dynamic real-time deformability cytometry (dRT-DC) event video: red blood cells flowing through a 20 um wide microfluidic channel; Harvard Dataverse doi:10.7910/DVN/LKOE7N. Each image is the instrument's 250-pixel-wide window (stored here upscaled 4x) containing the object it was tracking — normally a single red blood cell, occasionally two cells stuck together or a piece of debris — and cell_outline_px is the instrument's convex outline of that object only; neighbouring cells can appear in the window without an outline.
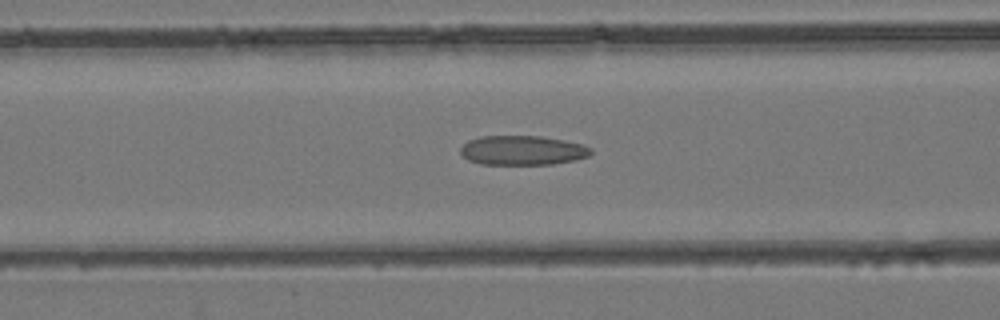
{"species": "common noctule bat (a hibernating species)", "species_latin": "Nyctalus noctula", "temperature_condition": "room temperature", "stored_images_in_passage": 30, "camera_frame_rate_fps": 3000, "um_per_image_px": 0.085, "animal": {"sex": "female", "body_mass_g": 24.6, "forearm_length_mm": 56.2}, "frame": {"image": 1, "passage_image": 5, "time_ms": 1.333, "image_size_px": [1000, 320], "cell_outline_px": [[592, 152], [588, 156], [576, 160], [552, 164], [480, 164], [468, 160], [460, 152], [460, 148], [468, 140], [480, 136], [540, 136], [564, 140], [580, 144], [592, 148]], "centroid_in_image_um": [44.4, 12.78], "position_along_channel_um": 122.2, "area_um2": 22.37}}
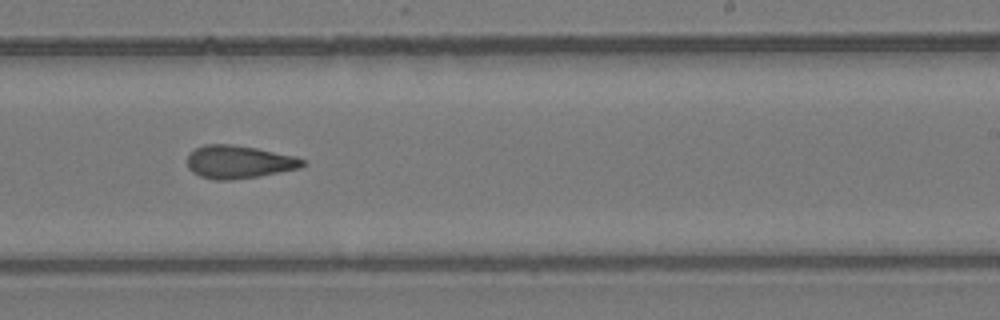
{"frame": {"image": 2, "passage_image": 15, "time_ms": 4.667, "image_size_px": [1000, 320], "cell_outline_px": [[308, 164], [300, 168], [256, 176], [228, 180], [216, 180], [200, 176], [192, 172], [188, 168], [188, 156], [196, 148], [204, 144], [232, 144], [256, 148], [296, 156], [308, 160]], "centroid_in_image_um": [20.34, 13.75], "position_along_channel_um": 268.7, "area_um2": 22.14}}
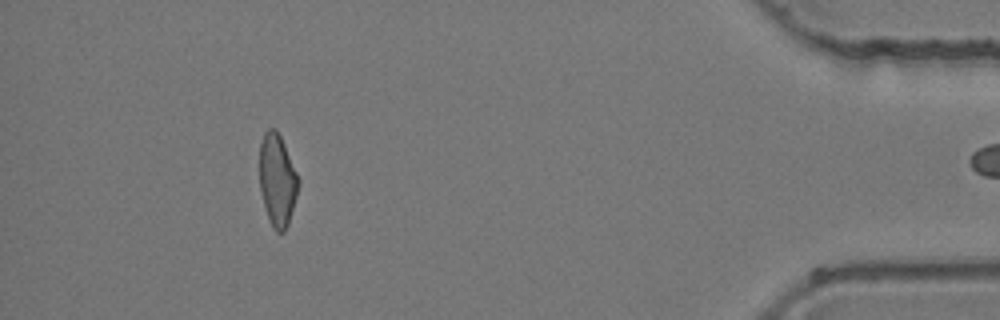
{"frame": {"image": 3, "passage_image": 29, "time_ms": 9.333, "image_size_px": [1000, 320], "cell_outline_px": [[300, 184], [288, 224], [284, 232], [276, 232], [272, 228], [264, 204], [260, 188], [260, 144], [264, 132], [268, 128], [276, 128], [284, 144], [300, 180]], "centroid_in_image_um": [23.58, 15.3], "position_along_channel_um": 411.6, "area_um2": 20.75}}